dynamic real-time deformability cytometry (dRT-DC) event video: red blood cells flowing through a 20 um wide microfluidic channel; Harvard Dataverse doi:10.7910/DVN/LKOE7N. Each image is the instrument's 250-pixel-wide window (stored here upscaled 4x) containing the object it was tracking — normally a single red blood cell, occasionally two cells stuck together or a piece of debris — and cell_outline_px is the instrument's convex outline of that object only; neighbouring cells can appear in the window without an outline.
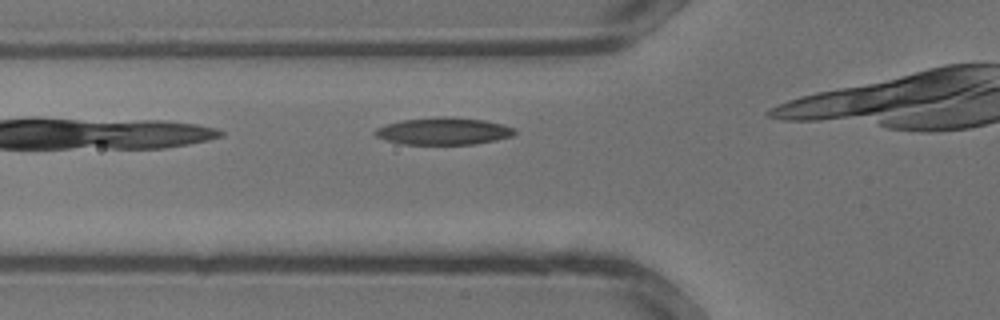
{"species": "common noctule bat (a hibernating species)", "species_latin": "Nyctalus noctula", "temperature_condition": "warm", "stored_images_in_passage": 7, "camera_frame_rate_fps": 3000, "um_per_image_px": 0.085, "animal": {"sex": "male", "body_mass_g": 13.3}, "frame": {"image": 1, "passage_image": 4, "time_ms": 1.0, "image_size_px": [1000, 320], "cell_outline_px": [[516, 132], [512, 136], [496, 140], [476, 144], [404, 144], [388, 140], [376, 136], [372, 132], [376, 128], [388, 124], [404, 120], [440, 116], [448, 116], [484, 120], [504, 124], [516, 128]], "centroid_in_image_um": [37.75, 11.14], "position_along_channel_um": 88.0, "area_um2": 22.08}}
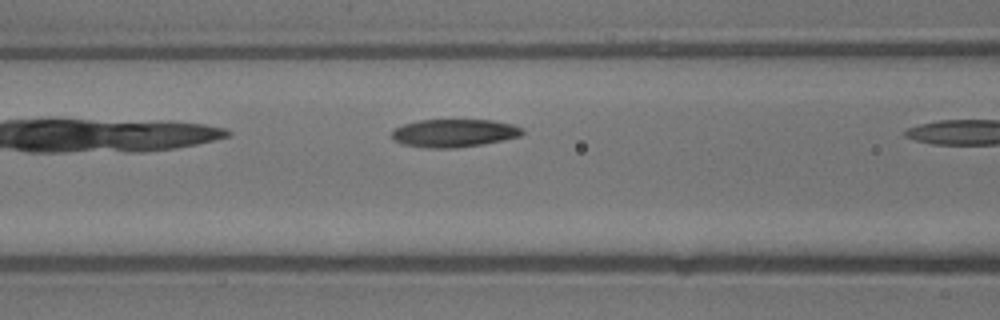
{"frame": {"image": 2, "passage_image": 6, "time_ms": 1.667, "image_size_px": [1000, 320], "cell_outline_px": [[524, 132], [520, 136], [504, 140], [456, 148], [424, 148], [404, 144], [392, 140], [392, 128], [404, 124], [420, 120], [492, 120], [512, 124], [520, 128]], "centroid_in_image_um": [38.55, 11.31], "position_along_channel_um": 128.0, "area_um2": 21.27}}